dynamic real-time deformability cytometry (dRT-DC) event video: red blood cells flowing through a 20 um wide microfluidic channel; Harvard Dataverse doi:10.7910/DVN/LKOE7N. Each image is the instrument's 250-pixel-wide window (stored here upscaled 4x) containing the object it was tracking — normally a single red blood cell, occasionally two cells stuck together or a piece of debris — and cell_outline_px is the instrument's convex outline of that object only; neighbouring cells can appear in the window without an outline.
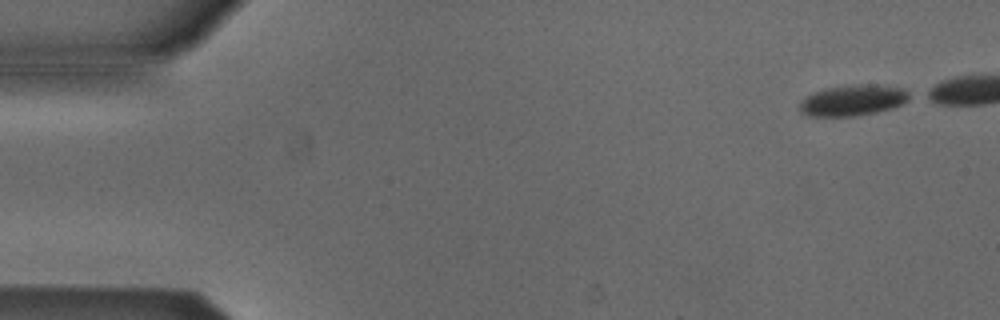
{"species": "Egyptian fruit bat (a non-hibernating species)", "species_latin": "Rousettus aegyptiacus", "temperature_condition": "cold", "stored_images_in_passage": 6, "camera_frame_rate_fps": 3000, "um_per_image_px": 0.085, "animal": {"sex": "male"}, "frame": {"image": 1, "passage_image": 1, "time_ms": 0.0, "image_size_px": [1000, 320], "cell_outline_px": [[916, 96], [892, 108], [876, 112], [856, 116], [808, 116], [800, 108], [800, 104], [808, 96], [816, 92], [828, 88], [856, 84], [904, 88], [912, 92]], "centroid_in_image_um": [72.6, 8.53], "position_along_channel_um": 12.4, "area_um2": 19.42}}